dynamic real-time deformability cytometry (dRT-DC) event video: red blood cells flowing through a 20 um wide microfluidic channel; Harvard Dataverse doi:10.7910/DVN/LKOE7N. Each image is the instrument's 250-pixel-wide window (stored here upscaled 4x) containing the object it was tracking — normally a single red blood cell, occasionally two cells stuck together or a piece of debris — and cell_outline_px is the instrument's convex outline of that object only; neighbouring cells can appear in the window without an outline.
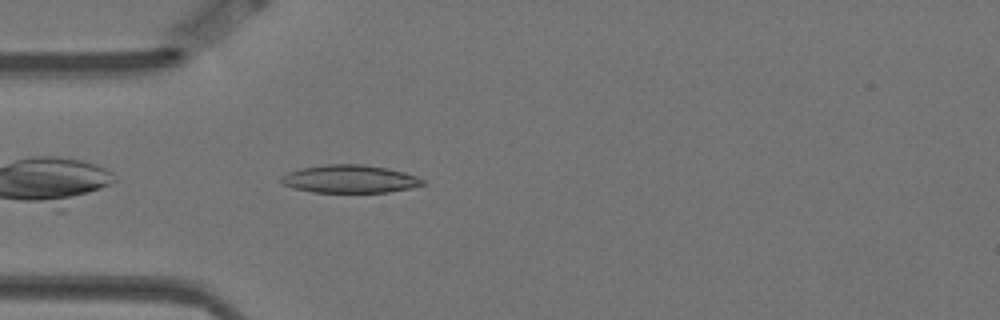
{"species": "Egyptian fruit bat (a non-hibernating species)", "species_latin": "Rousettus aegyptiacus", "temperature_condition": "warm", "stored_images_in_passage": 23, "camera_frame_rate_fps": 3000, "um_per_image_px": 0.085, "animal": {"sex": "female"}, "frame": {"image": 1, "passage_image": 3, "time_ms": 0.667, "image_size_px": [1000, 320], "cell_outline_px": [[424, 184], [408, 188], [388, 192], [312, 192], [292, 188], [280, 184], [280, 176], [288, 172], [300, 168], [328, 164], [364, 164], [388, 168], [404, 172], [416, 176], [424, 180]], "centroid_in_image_um": [29.67, 15.21], "position_along_channel_um": 55.3, "area_um2": 23.12}}
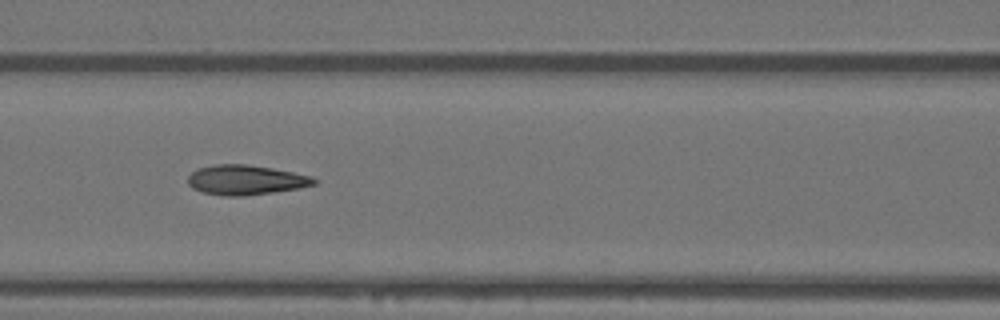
{"frame": {"image": 2, "passage_image": 11, "time_ms": 3.333, "image_size_px": [1000, 320], "cell_outline_px": [[316, 184], [296, 188], [272, 192], [244, 196], [224, 196], [204, 192], [192, 188], [188, 184], [188, 176], [196, 168], [212, 164], [244, 164], [272, 168], [312, 176], [316, 180]], "centroid_in_image_um": [20.84, 15.28], "position_along_channel_um": 145.8, "area_um2": 21.79}}
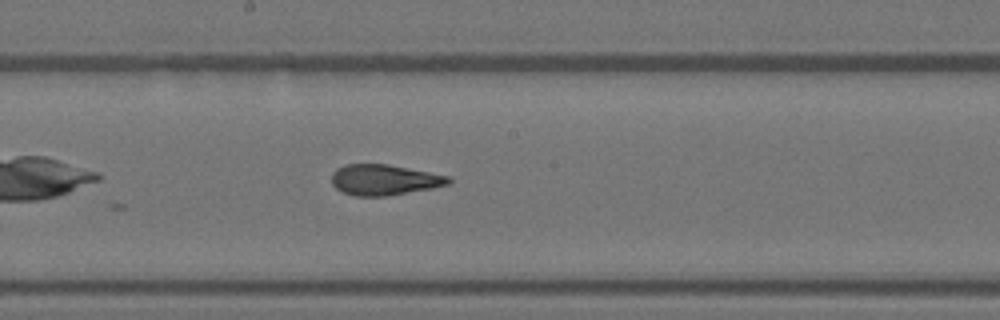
{"frame": {"image": 3, "passage_image": 17, "time_ms": 5.333, "image_size_px": [1000, 320], "cell_outline_px": [[452, 180], [448, 184], [432, 188], [384, 196], [356, 196], [344, 192], [336, 188], [332, 184], [332, 172], [336, 168], [344, 164], [388, 164], [448, 176]], "centroid_in_image_um": [32.62, 15.27], "position_along_channel_um": 215.6, "area_um2": 20.69}}